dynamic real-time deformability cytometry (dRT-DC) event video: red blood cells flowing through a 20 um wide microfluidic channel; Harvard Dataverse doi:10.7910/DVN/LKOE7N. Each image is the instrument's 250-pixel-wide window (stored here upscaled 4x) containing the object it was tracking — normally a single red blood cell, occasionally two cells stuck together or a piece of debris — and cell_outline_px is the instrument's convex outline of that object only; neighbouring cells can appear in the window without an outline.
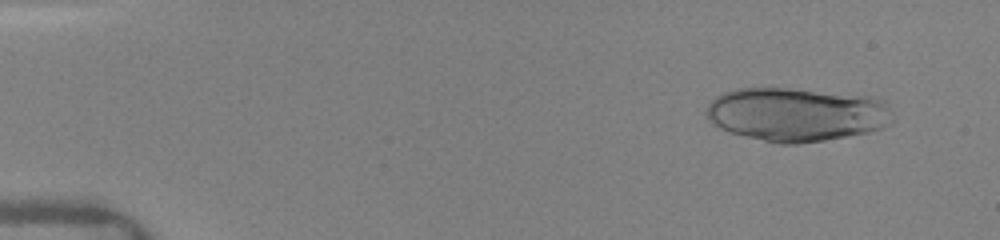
{"species": "human", "species_latin": "Homo sapiens", "temperature_condition": "warm", "stored_images_in_passage": 10, "camera_frame_rate_fps": 3000, "um_per_image_px": 0.085, "donor": {"sex": "female"}, "frame": {"image": 1, "passage_image": 2, "time_ms": 0.667, "image_size_px": [1000, 240], "cell_outline_px": [[896, 120], [892, 124], [884, 128], [872, 132], [824, 140], [796, 144], [780, 144], [744, 136], [728, 132], [712, 124], [708, 120], [704, 112], [704, 108], [716, 96], [724, 92], [736, 88], [772, 84], [876, 96], [884, 100], [888, 104]], "centroid_in_image_um": [67.74, 9.66], "position_along_channel_um": 17.3, "area_um2": 61.04}}